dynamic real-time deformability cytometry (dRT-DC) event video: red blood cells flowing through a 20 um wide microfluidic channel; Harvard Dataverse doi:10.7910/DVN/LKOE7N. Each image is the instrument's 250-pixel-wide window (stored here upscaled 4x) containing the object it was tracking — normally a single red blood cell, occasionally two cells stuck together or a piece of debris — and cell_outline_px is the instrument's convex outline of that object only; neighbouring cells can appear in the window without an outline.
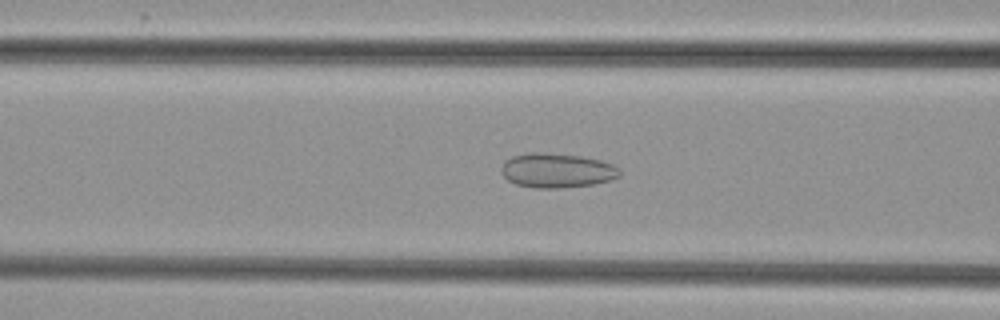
{"species": "common noctule bat (a hibernating species)", "species_latin": "Nyctalus noctula", "temperature_condition": "cold", "stored_images_in_passage": 36, "camera_frame_rate_fps": 3000, "um_per_image_px": 0.085, "animal": {"sex": "female", "body_mass_g": 29.2, "forearm_length_mm": 56.3}, "frame": {"image": 1, "passage_image": 14, "time_ms": 4.333, "image_size_px": [1000, 320], "cell_outline_px": [[620, 176], [612, 180], [592, 184], [560, 188], [532, 188], [516, 184], [508, 180], [500, 172], [500, 168], [504, 160], [512, 156], [532, 152], [540, 152], [580, 156], [600, 160], [612, 164], [620, 168]], "centroid_in_image_um": [47.31, 14.49], "position_along_channel_um": 119.3, "area_um2": 23.93}}
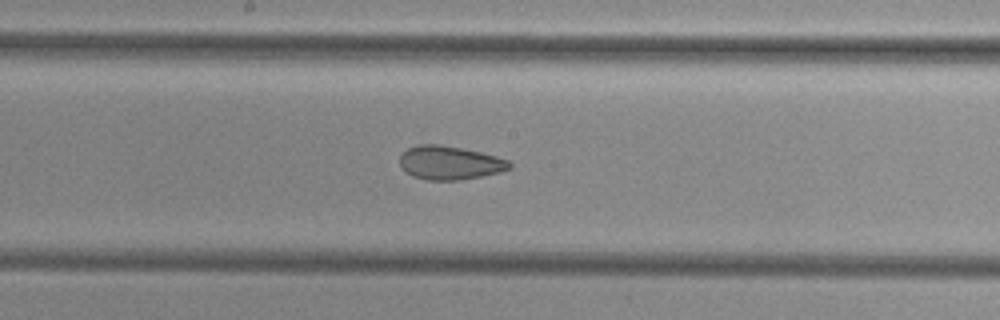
{"frame": {"image": 2, "passage_image": 21, "time_ms": 6.667, "image_size_px": [1000, 320], "cell_outline_px": [[512, 168], [500, 172], [460, 180], [428, 180], [412, 176], [400, 164], [400, 156], [408, 148], [416, 144], [436, 144], [460, 148], [480, 152], [496, 156], [508, 160], [512, 164]], "centroid_in_image_um": [38.24, 13.83], "position_along_channel_um": 210.0, "area_um2": 21.33}}
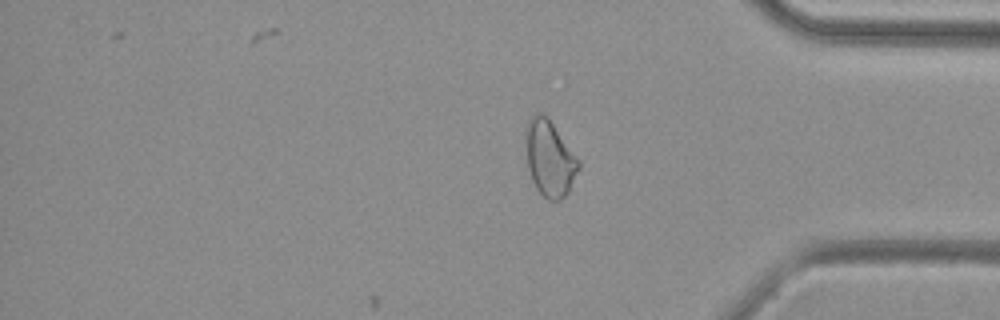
{"frame": {"image": 3, "passage_image": 36, "time_ms": 11.667, "image_size_px": [1000, 320], "cell_outline_px": [[580, 168], [568, 192], [560, 200], [548, 200], [536, 188], [532, 180], [528, 168], [524, 128], [528, 120], [536, 112], [540, 112], [548, 116], [580, 160]], "centroid_in_image_um": [46.72, 13.42], "position_along_channel_um": 388.5, "area_um2": 23.7}}